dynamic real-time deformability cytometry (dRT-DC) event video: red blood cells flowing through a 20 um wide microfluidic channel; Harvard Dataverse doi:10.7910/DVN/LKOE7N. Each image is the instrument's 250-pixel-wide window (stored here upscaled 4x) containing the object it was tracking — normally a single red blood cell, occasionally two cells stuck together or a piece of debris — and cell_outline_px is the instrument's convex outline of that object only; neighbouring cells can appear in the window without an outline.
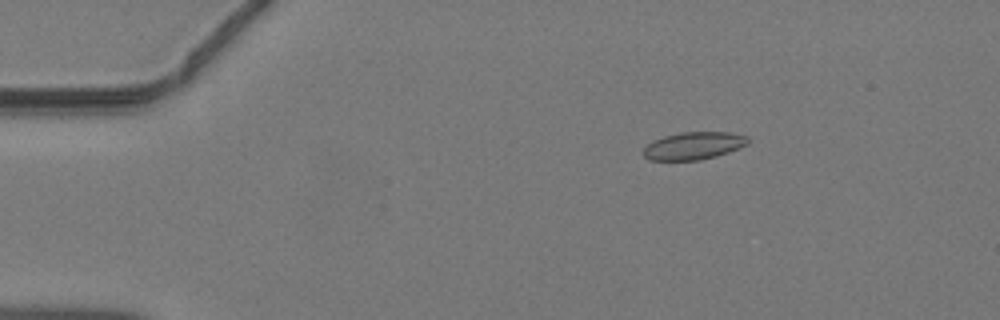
{"species": "common noctule bat (a hibernating species)", "species_latin": "Nyctalus noctula", "temperature_condition": "warm", "stored_images_in_passage": 11, "camera_frame_rate_fps": 3000, "um_per_image_px": 0.085, "animal": {"sex": "male", "body_mass_g": 19.2, "forearm_length_mm": 51.8}, "frame": {"image": 1, "passage_image": 4, "time_ms": 1.0, "image_size_px": [1000, 320], "cell_outline_px": [[748, 144], [728, 152], [716, 156], [700, 160], [648, 160], [644, 156], [644, 148], [652, 140], [664, 136], [680, 132], [728, 132], [748, 136]], "centroid_in_image_um": [58.95, 12.38], "position_along_channel_um": 26.1, "area_um2": 16.76}}